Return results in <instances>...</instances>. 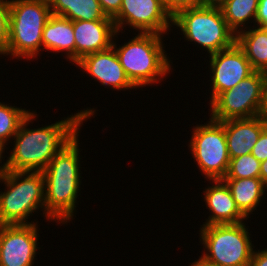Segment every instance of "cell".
I'll return each instance as SVG.
<instances>
[{
	"instance_id": "5b68a950",
	"label": "cell",
	"mask_w": 267,
	"mask_h": 266,
	"mask_svg": "<svg viewBox=\"0 0 267 266\" xmlns=\"http://www.w3.org/2000/svg\"><path fill=\"white\" fill-rule=\"evenodd\" d=\"M9 10L7 58L28 62L41 57L42 33L52 15L48 0H9Z\"/></svg>"
},
{
	"instance_id": "4316f807",
	"label": "cell",
	"mask_w": 267,
	"mask_h": 266,
	"mask_svg": "<svg viewBox=\"0 0 267 266\" xmlns=\"http://www.w3.org/2000/svg\"><path fill=\"white\" fill-rule=\"evenodd\" d=\"M107 17L114 18L120 11L122 0H98Z\"/></svg>"
},
{
	"instance_id": "f1b7e54d",
	"label": "cell",
	"mask_w": 267,
	"mask_h": 266,
	"mask_svg": "<svg viewBox=\"0 0 267 266\" xmlns=\"http://www.w3.org/2000/svg\"><path fill=\"white\" fill-rule=\"evenodd\" d=\"M256 249L255 247L249 266H267V247Z\"/></svg>"
},
{
	"instance_id": "3957f363",
	"label": "cell",
	"mask_w": 267,
	"mask_h": 266,
	"mask_svg": "<svg viewBox=\"0 0 267 266\" xmlns=\"http://www.w3.org/2000/svg\"><path fill=\"white\" fill-rule=\"evenodd\" d=\"M120 33L116 31L112 47L127 77L138 89L152 85L157 87L155 84L171 75L174 64L163 42L166 35L135 32L134 37L125 40L121 46L117 41Z\"/></svg>"
},
{
	"instance_id": "4fadbf2b",
	"label": "cell",
	"mask_w": 267,
	"mask_h": 266,
	"mask_svg": "<svg viewBox=\"0 0 267 266\" xmlns=\"http://www.w3.org/2000/svg\"><path fill=\"white\" fill-rule=\"evenodd\" d=\"M84 74L112 91H130L138 89L127 77L114 48L91 53L82 57L74 66ZM111 88V89H110Z\"/></svg>"
},
{
	"instance_id": "e0dca14e",
	"label": "cell",
	"mask_w": 267,
	"mask_h": 266,
	"mask_svg": "<svg viewBox=\"0 0 267 266\" xmlns=\"http://www.w3.org/2000/svg\"><path fill=\"white\" fill-rule=\"evenodd\" d=\"M42 43L43 51H50L49 54L61 52L63 59L75 64V39L73 21L70 19L51 15L44 26Z\"/></svg>"
},
{
	"instance_id": "ba28073f",
	"label": "cell",
	"mask_w": 267,
	"mask_h": 266,
	"mask_svg": "<svg viewBox=\"0 0 267 266\" xmlns=\"http://www.w3.org/2000/svg\"><path fill=\"white\" fill-rule=\"evenodd\" d=\"M191 128L188 150L200 174L205 180L223 179L230 161L224 125L209 117Z\"/></svg>"
},
{
	"instance_id": "f546056e",
	"label": "cell",
	"mask_w": 267,
	"mask_h": 266,
	"mask_svg": "<svg viewBox=\"0 0 267 266\" xmlns=\"http://www.w3.org/2000/svg\"><path fill=\"white\" fill-rule=\"evenodd\" d=\"M260 179L267 186V159L260 164Z\"/></svg>"
},
{
	"instance_id": "ffe728a7",
	"label": "cell",
	"mask_w": 267,
	"mask_h": 266,
	"mask_svg": "<svg viewBox=\"0 0 267 266\" xmlns=\"http://www.w3.org/2000/svg\"><path fill=\"white\" fill-rule=\"evenodd\" d=\"M236 43L255 71L267 72V29L251 26L236 35Z\"/></svg>"
},
{
	"instance_id": "7c38bea8",
	"label": "cell",
	"mask_w": 267,
	"mask_h": 266,
	"mask_svg": "<svg viewBox=\"0 0 267 266\" xmlns=\"http://www.w3.org/2000/svg\"><path fill=\"white\" fill-rule=\"evenodd\" d=\"M38 224L0 225V266H33L36 263L40 254L37 250L41 249Z\"/></svg>"
},
{
	"instance_id": "8992f818",
	"label": "cell",
	"mask_w": 267,
	"mask_h": 266,
	"mask_svg": "<svg viewBox=\"0 0 267 266\" xmlns=\"http://www.w3.org/2000/svg\"><path fill=\"white\" fill-rule=\"evenodd\" d=\"M174 28L178 29L185 42L201 47L199 50L203 48L207 56L236 42V34L228 27L220 8L200 6L181 9L173 15Z\"/></svg>"
},
{
	"instance_id": "6da1fadb",
	"label": "cell",
	"mask_w": 267,
	"mask_h": 266,
	"mask_svg": "<svg viewBox=\"0 0 267 266\" xmlns=\"http://www.w3.org/2000/svg\"><path fill=\"white\" fill-rule=\"evenodd\" d=\"M97 111L96 108L86 107L55 123L48 122V125L32 128L30 126H34V121L39 117L36 110H33L12 138V148L7 146L10 153L3 151V170L42 172L51 159L80 133L84 121L88 122L95 117ZM5 151L9 154L8 157Z\"/></svg>"
},
{
	"instance_id": "44dd1931",
	"label": "cell",
	"mask_w": 267,
	"mask_h": 266,
	"mask_svg": "<svg viewBox=\"0 0 267 266\" xmlns=\"http://www.w3.org/2000/svg\"><path fill=\"white\" fill-rule=\"evenodd\" d=\"M259 0H227L221 12L228 27L237 35L240 31L255 26Z\"/></svg>"
},
{
	"instance_id": "5bb4252c",
	"label": "cell",
	"mask_w": 267,
	"mask_h": 266,
	"mask_svg": "<svg viewBox=\"0 0 267 266\" xmlns=\"http://www.w3.org/2000/svg\"><path fill=\"white\" fill-rule=\"evenodd\" d=\"M206 181L209 184L201 192L204 195L201 201L205 202L204 205H206L209 215L201 226L238 224L244 222V220H250L239 211L227 184L222 179Z\"/></svg>"
},
{
	"instance_id": "603a6c76",
	"label": "cell",
	"mask_w": 267,
	"mask_h": 266,
	"mask_svg": "<svg viewBox=\"0 0 267 266\" xmlns=\"http://www.w3.org/2000/svg\"><path fill=\"white\" fill-rule=\"evenodd\" d=\"M260 164L252 154L231 158L224 178H260Z\"/></svg>"
},
{
	"instance_id": "9c48e42d",
	"label": "cell",
	"mask_w": 267,
	"mask_h": 266,
	"mask_svg": "<svg viewBox=\"0 0 267 266\" xmlns=\"http://www.w3.org/2000/svg\"><path fill=\"white\" fill-rule=\"evenodd\" d=\"M265 72L254 71L236 86L220 93L210 104L209 117L221 122L263 114Z\"/></svg>"
},
{
	"instance_id": "83f0119b",
	"label": "cell",
	"mask_w": 267,
	"mask_h": 266,
	"mask_svg": "<svg viewBox=\"0 0 267 266\" xmlns=\"http://www.w3.org/2000/svg\"><path fill=\"white\" fill-rule=\"evenodd\" d=\"M255 26L267 29V0H259Z\"/></svg>"
},
{
	"instance_id": "277c9868",
	"label": "cell",
	"mask_w": 267,
	"mask_h": 266,
	"mask_svg": "<svg viewBox=\"0 0 267 266\" xmlns=\"http://www.w3.org/2000/svg\"><path fill=\"white\" fill-rule=\"evenodd\" d=\"M0 183L4 188H0V225L38 223V219L32 221L31 217L39 211L46 221L54 222L45 213V181L41 171L3 170Z\"/></svg>"
},
{
	"instance_id": "836d02e7",
	"label": "cell",
	"mask_w": 267,
	"mask_h": 266,
	"mask_svg": "<svg viewBox=\"0 0 267 266\" xmlns=\"http://www.w3.org/2000/svg\"><path fill=\"white\" fill-rule=\"evenodd\" d=\"M3 151L0 149V176L2 174L3 171Z\"/></svg>"
},
{
	"instance_id": "52a82bcc",
	"label": "cell",
	"mask_w": 267,
	"mask_h": 266,
	"mask_svg": "<svg viewBox=\"0 0 267 266\" xmlns=\"http://www.w3.org/2000/svg\"><path fill=\"white\" fill-rule=\"evenodd\" d=\"M246 222L200 226V256L217 266H249L256 246Z\"/></svg>"
},
{
	"instance_id": "7a4b0ae2",
	"label": "cell",
	"mask_w": 267,
	"mask_h": 266,
	"mask_svg": "<svg viewBox=\"0 0 267 266\" xmlns=\"http://www.w3.org/2000/svg\"><path fill=\"white\" fill-rule=\"evenodd\" d=\"M79 136L80 133L42 171L45 181V213L57 226L69 225L77 214V199L83 189L81 163L84 162L80 161L82 155H79Z\"/></svg>"
},
{
	"instance_id": "ac0fdd59",
	"label": "cell",
	"mask_w": 267,
	"mask_h": 266,
	"mask_svg": "<svg viewBox=\"0 0 267 266\" xmlns=\"http://www.w3.org/2000/svg\"><path fill=\"white\" fill-rule=\"evenodd\" d=\"M239 211L248 219L263 199H266L267 186L260 178H223Z\"/></svg>"
},
{
	"instance_id": "d4e9b609",
	"label": "cell",
	"mask_w": 267,
	"mask_h": 266,
	"mask_svg": "<svg viewBox=\"0 0 267 266\" xmlns=\"http://www.w3.org/2000/svg\"><path fill=\"white\" fill-rule=\"evenodd\" d=\"M164 2L172 15L184 8L204 6V0H164Z\"/></svg>"
},
{
	"instance_id": "30bf717a",
	"label": "cell",
	"mask_w": 267,
	"mask_h": 266,
	"mask_svg": "<svg viewBox=\"0 0 267 266\" xmlns=\"http://www.w3.org/2000/svg\"><path fill=\"white\" fill-rule=\"evenodd\" d=\"M113 21L116 30L122 34L128 30L125 28H129V32L132 28L133 33L168 35L173 32V15L164 0H122L120 11Z\"/></svg>"
},
{
	"instance_id": "2e32d148",
	"label": "cell",
	"mask_w": 267,
	"mask_h": 266,
	"mask_svg": "<svg viewBox=\"0 0 267 266\" xmlns=\"http://www.w3.org/2000/svg\"><path fill=\"white\" fill-rule=\"evenodd\" d=\"M231 158L251 154L261 132L267 127V117L263 114L253 118L221 121Z\"/></svg>"
},
{
	"instance_id": "cb8c5ba5",
	"label": "cell",
	"mask_w": 267,
	"mask_h": 266,
	"mask_svg": "<svg viewBox=\"0 0 267 266\" xmlns=\"http://www.w3.org/2000/svg\"><path fill=\"white\" fill-rule=\"evenodd\" d=\"M9 0H0V57H7L9 42Z\"/></svg>"
},
{
	"instance_id": "d6986e66",
	"label": "cell",
	"mask_w": 267,
	"mask_h": 266,
	"mask_svg": "<svg viewBox=\"0 0 267 266\" xmlns=\"http://www.w3.org/2000/svg\"><path fill=\"white\" fill-rule=\"evenodd\" d=\"M52 15L71 21L113 20L103 12L98 0H48Z\"/></svg>"
},
{
	"instance_id": "9a60e30c",
	"label": "cell",
	"mask_w": 267,
	"mask_h": 266,
	"mask_svg": "<svg viewBox=\"0 0 267 266\" xmlns=\"http://www.w3.org/2000/svg\"><path fill=\"white\" fill-rule=\"evenodd\" d=\"M73 30L75 63L85 55L110 48L117 31L113 20L73 21Z\"/></svg>"
},
{
	"instance_id": "4dcf8cb0",
	"label": "cell",
	"mask_w": 267,
	"mask_h": 266,
	"mask_svg": "<svg viewBox=\"0 0 267 266\" xmlns=\"http://www.w3.org/2000/svg\"><path fill=\"white\" fill-rule=\"evenodd\" d=\"M188 266H217L211 262H208L207 260H205L202 256H199L198 259L192 260L191 263H189Z\"/></svg>"
},
{
	"instance_id": "484cf974",
	"label": "cell",
	"mask_w": 267,
	"mask_h": 266,
	"mask_svg": "<svg viewBox=\"0 0 267 266\" xmlns=\"http://www.w3.org/2000/svg\"><path fill=\"white\" fill-rule=\"evenodd\" d=\"M251 154L260 162L267 159V127L261 132Z\"/></svg>"
},
{
	"instance_id": "d6a6232c",
	"label": "cell",
	"mask_w": 267,
	"mask_h": 266,
	"mask_svg": "<svg viewBox=\"0 0 267 266\" xmlns=\"http://www.w3.org/2000/svg\"><path fill=\"white\" fill-rule=\"evenodd\" d=\"M227 0H204V6L220 8Z\"/></svg>"
},
{
	"instance_id": "7402d4cb",
	"label": "cell",
	"mask_w": 267,
	"mask_h": 266,
	"mask_svg": "<svg viewBox=\"0 0 267 266\" xmlns=\"http://www.w3.org/2000/svg\"><path fill=\"white\" fill-rule=\"evenodd\" d=\"M32 112L25 107H17L12 103L0 101V149L6 150L23 120Z\"/></svg>"
},
{
	"instance_id": "1f68e13d",
	"label": "cell",
	"mask_w": 267,
	"mask_h": 266,
	"mask_svg": "<svg viewBox=\"0 0 267 266\" xmlns=\"http://www.w3.org/2000/svg\"><path fill=\"white\" fill-rule=\"evenodd\" d=\"M263 115L267 117V72H265V80H264Z\"/></svg>"
},
{
	"instance_id": "8fae6325",
	"label": "cell",
	"mask_w": 267,
	"mask_h": 266,
	"mask_svg": "<svg viewBox=\"0 0 267 266\" xmlns=\"http://www.w3.org/2000/svg\"><path fill=\"white\" fill-rule=\"evenodd\" d=\"M207 60L209 78V103L222 92L233 88L240 81L247 78L255 70L251 67L249 60L242 48L235 42L231 47L223 49L208 56ZM209 61V62H208ZM212 88V89H211Z\"/></svg>"
}]
</instances>
